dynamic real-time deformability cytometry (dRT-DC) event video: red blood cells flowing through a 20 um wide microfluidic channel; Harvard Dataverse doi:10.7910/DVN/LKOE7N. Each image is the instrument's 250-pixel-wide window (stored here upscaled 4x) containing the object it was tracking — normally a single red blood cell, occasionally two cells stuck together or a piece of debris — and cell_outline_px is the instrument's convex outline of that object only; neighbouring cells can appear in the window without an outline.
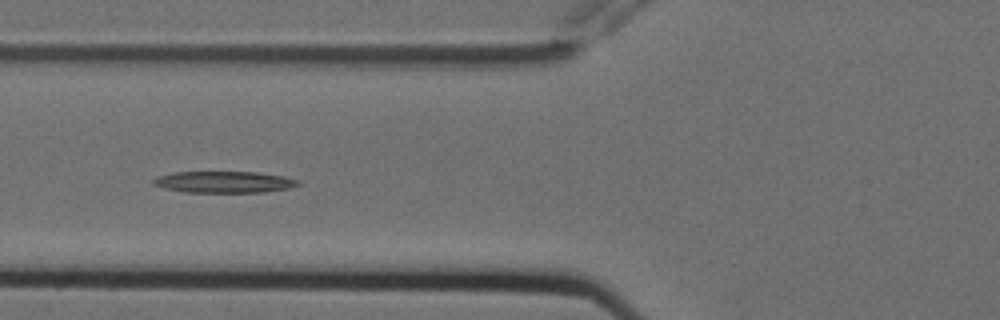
{"species": "Egyptian fruit bat (a non-hibernating species)", "species_latin": "Rousettus aegyptiacus", "temperature_condition": "cold", "stored_images_in_passage": 10, "camera_frame_rate_fps": 3000, "um_per_image_px": 0.085, "animal": {"sex": "female"}, "frame": {"image": 1, "passage_image": 6, "time_ms": 1.667, "image_size_px": [1000, 320], "cell_outline_px": [[300, 184], [292, 188], [264, 192], [184, 192], [164, 188], [152, 184], [152, 180], [156, 176], [176, 172], [256, 172], [284, 176], [300, 180]], "centroid_in_image_um": [19.07, 15.47], "position_along_channel_um": 106.7, "area_um2": 18.26}}
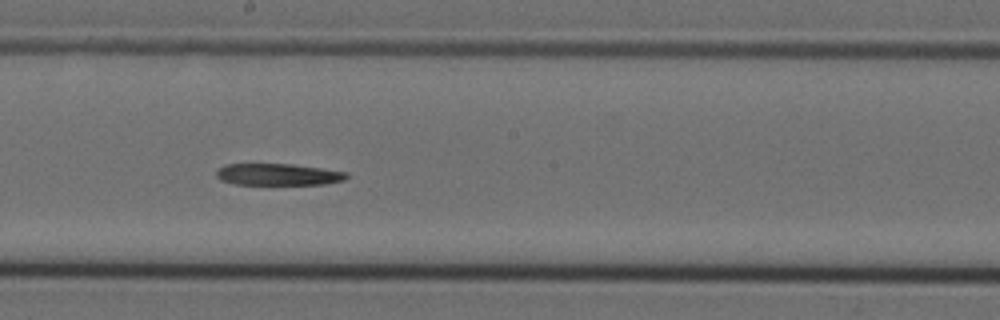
{"frame": {"image": 2, "passage_image": 9, "time_ms": 2.667, "image_size_px": [1000, 320], "cell_outline_px": [[348, 176], [344, 180], [324, 184], [236, 184], [220, 180], [216, 176], [216, 172], [224, 164], [292, 164], [348, 172]], "centroid_in_image_um": [23.63, 14.82], "position_along_channel_um": 224.6, "area_um2": 16.36}}
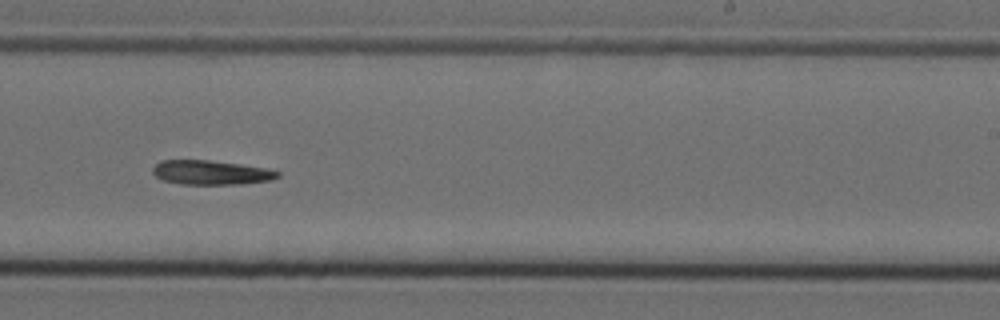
{"frame": {"image": 3, "passage_image": 10, "time_ms": 3.0, "image_size_px": [1000, 320], "cell_outline_px": [[280, 176], [272, 180], [244, 184], [180, 184], [164, 180], [156, 176], [152, 172], [152, 168], [160, 160], [208, 160], [240, 164], [264, 168], [280, 172]], "centroid_in_image_um": [17.94, 14.67], "position_along_channel_um": 271.1, "area_um2": 17.69}}